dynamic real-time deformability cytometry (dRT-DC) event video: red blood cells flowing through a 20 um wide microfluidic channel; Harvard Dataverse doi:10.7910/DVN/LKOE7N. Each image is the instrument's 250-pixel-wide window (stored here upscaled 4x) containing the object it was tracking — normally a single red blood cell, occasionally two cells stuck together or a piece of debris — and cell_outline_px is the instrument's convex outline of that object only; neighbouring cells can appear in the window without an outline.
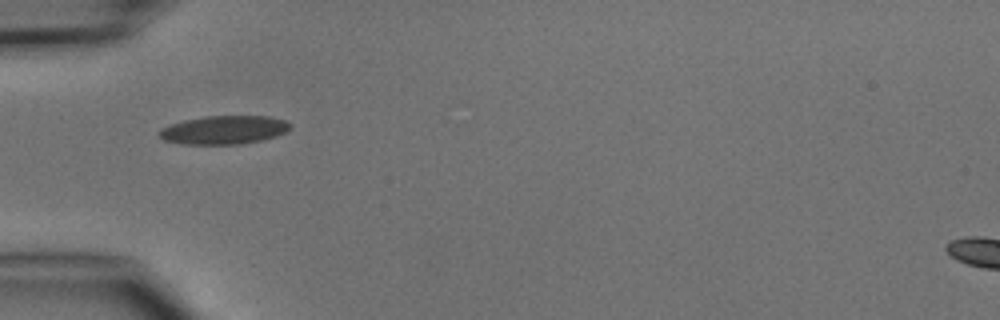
{"species": "common noctule bat (a hibernating species)", "species_latin": "Nyctalus noctula", "temperature_condition": "cold", "stored_images_in_passage": 2, "camera_frame_rate_fps": 3000, "um_per_image_px": 0.085, "animal": {"sex": "male", "body_mass_g": 15.6}, "frame": {"image": 1, "passage_image": 1, "time_ms": 0.0, "image_size_px": [1000, 320], "cell_outline_px": [[292, 128], [276, 136], [260, 140], [240, 144], [180, 144], [164, 140], [156, 132], [160, 128], [184, 120], [204, 116], [268, 116], [284, 120], [292, 124]], "centroid_in_image_um": [19.02, 11.04], "position_along_channel_um": 66.0, "area_um2": 21.79}}